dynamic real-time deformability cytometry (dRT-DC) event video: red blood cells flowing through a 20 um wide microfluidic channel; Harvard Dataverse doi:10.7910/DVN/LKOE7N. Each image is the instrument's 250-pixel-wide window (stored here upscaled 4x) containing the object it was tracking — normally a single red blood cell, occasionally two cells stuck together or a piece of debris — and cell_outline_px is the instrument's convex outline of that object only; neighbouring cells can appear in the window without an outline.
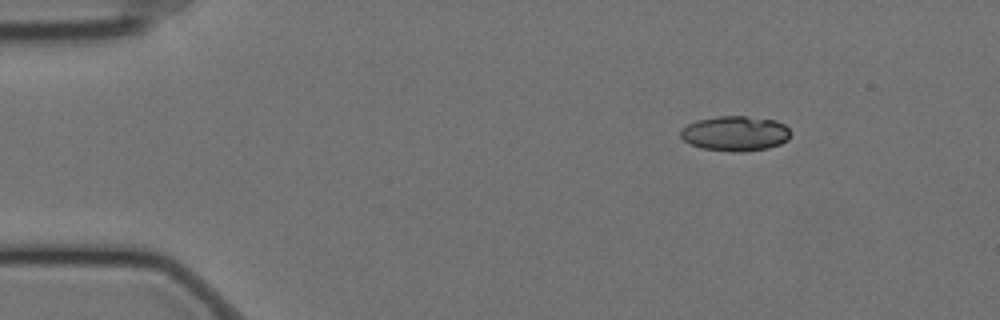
{"species": "Egyptian fruit bat (a non-hibernating species)", "species_latin": "Rousettus aegyptiacus", "temperature_condition": "cold", "stored_images_in_passage": 51, "camera_frame_rate_fps": 3000, "um_per_image_px": 0.085, "animal": {"sex": "female"}, "frame": {"image": 1, "passage_image": 1, "time_ms": 0.0, "image_size_px": [1000, 320], "cell_outline_px": [[792, 132], [788, 140], [780, 144], [768, 148], [704, 148], [692, 144], [684, 140], [680, 136], [680, 132], [688, 124], [696, 120], [720, 116], [744, 116], [776, 120], [784, 124]], "centroid_in_image_um": [62.54, 11.27], "position_along_channel_um": 22.5, "area_um2": 21.33}}
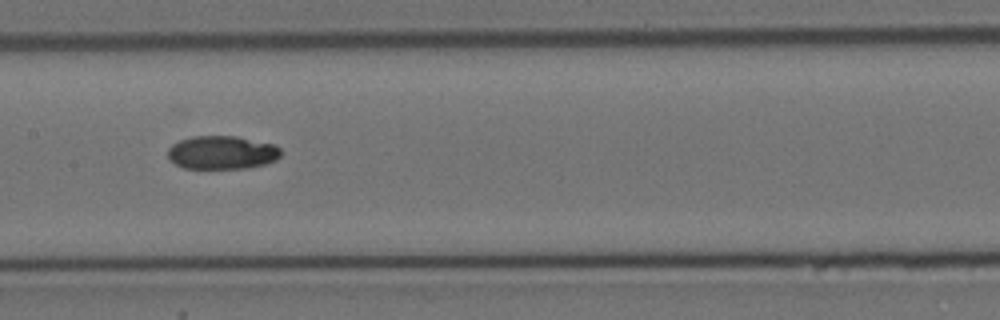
{"frame": {"image": 2, "passage_image": 22, "time_ms": 7.0, "image_size_px": [1000, 320], "cell_outline_px": [[284, 152], [276, 160], [264, 164], [248, 168], [184, 168], [176, 164], [168, 156], [168, 148], [172, 144], [180, 140], [192, 136], [236, 136], [276, 144]], "centroid_in_image_um": [18.91, 12.95], "position_along_channel_um": 188.5, "area_um2": 22.14}}
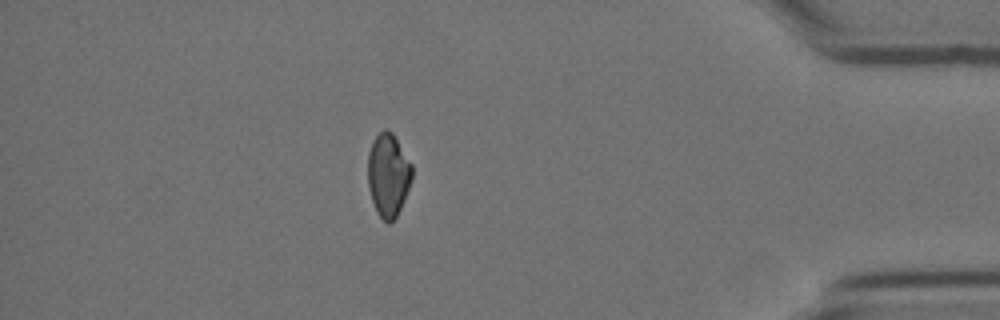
{"frame": {"image": 3, "passage_image": 44, "time_ms": 14.333, "image_size_px": [1000, 320], "cell_outline_px": [[412, 180], [404, 200], [396, 216], [388, 224], [376, 212], [368, 188], [368, 152], [372, 140], [384, 128], [388, 128], [392, 132], [412, 164]], "centroid_in_image_um": [32.99, 14.85], "position_along_channel_um": 402.2, "area_um2": 21.5}, "authors_computed_cell_mechanics": {"area_um2": 22.4264, "velocity_mm_per_s": 3.4766, "shape_relaxation_time_tau1_ms": 9.3773, "shape_relaxation_time_tau2_ms": null, "deformation_change_tau1": 0.173, "deformation_change_tau2": null}}